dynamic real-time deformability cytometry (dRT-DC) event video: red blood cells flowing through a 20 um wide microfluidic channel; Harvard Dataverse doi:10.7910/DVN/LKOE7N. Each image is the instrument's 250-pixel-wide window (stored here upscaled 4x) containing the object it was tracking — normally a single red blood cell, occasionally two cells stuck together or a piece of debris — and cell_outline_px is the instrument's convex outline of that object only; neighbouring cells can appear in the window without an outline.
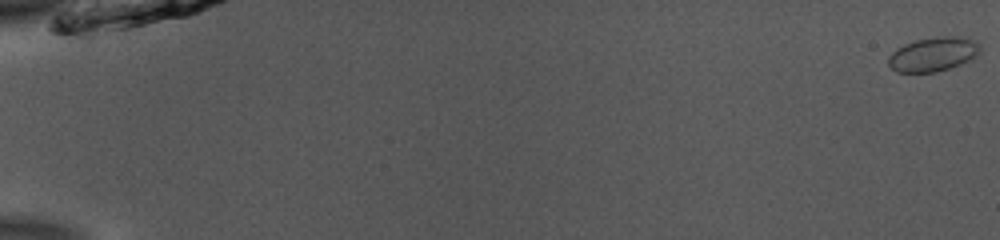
{"species": "common noctule bat (a hibernating species)", "species_latin": "Nyctalus noctula", "temperature_condition": "room temperature", "stored_images_in_passage": 51, "camera_frame_rate_fps": 3000, "um_per_image_px": 0.085, "animal": {"sex": "male", "body_mass_g": 13.0, "forearm_length_mm": 53.1}, "frame": {"image": 1, "passage_image": 1, "time_ms": 0.0, "image_size_px": [1000, 240], "cell_outline_px": [[980, 52], [972, 60], [936, 72], [896, 72], [888, 64], [888, 56], [896, 48], [904, 44], [916, 40], [936, 36], [960, 36], [976, 40], [980, 44]], "centroid_in_image_um": [79.34, 4.59], "position_along_channel_um": 5.7, "area_um2": 18.5}}
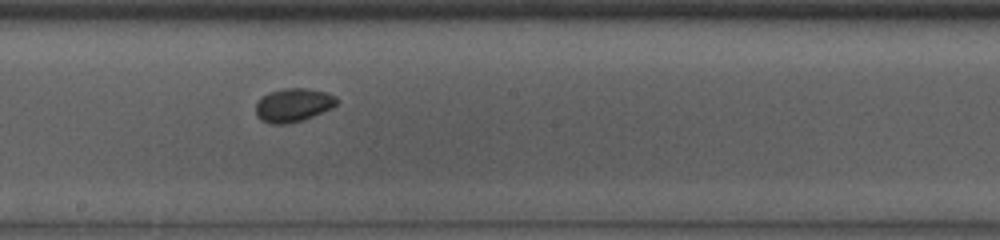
{"frame": {"image": 2, "passage_image": 32, "time_ms": 10.333, "image_size_px": [1000, 240], "cell_outline_px": [[340, 100], [332, 108], [304, 120], [288, 124], [272, 124], [260, 120], [256, 116], [256, 104], [264, 96], [272, 92], [284, 88], [304, 88], [328, 92], [336, 96]], "centroid_in_image_um": [24.97, 8.94], "position_along_channel_um": 223.2, "area_um2": 15.9}}
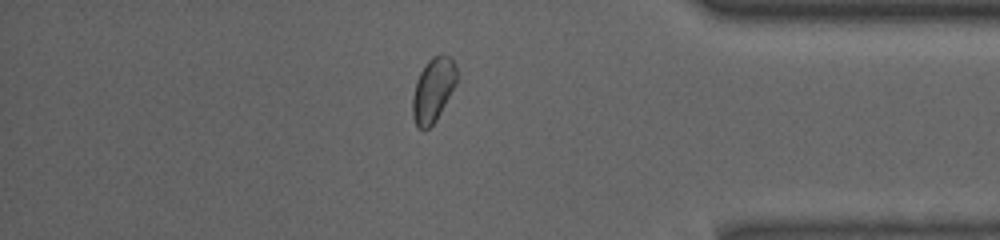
{"frame": {"image": 3, "passage_image": 47, "time_ms": 15.333, "image_size_px": [1000, 240], "cell_outline_px": [[456, 80], [436, 120], [428, 128], [420, 128], [416, 124], [412, 116], [412, 100], [416, 80], [420, 72], [428, 60], [432, 56], [440, 52], [452, 56], [456, 64]], "centroid_in_image_um": [36.8, 7.56], "position_along_channel_um": 398.4, "area_um2": 16.3}}